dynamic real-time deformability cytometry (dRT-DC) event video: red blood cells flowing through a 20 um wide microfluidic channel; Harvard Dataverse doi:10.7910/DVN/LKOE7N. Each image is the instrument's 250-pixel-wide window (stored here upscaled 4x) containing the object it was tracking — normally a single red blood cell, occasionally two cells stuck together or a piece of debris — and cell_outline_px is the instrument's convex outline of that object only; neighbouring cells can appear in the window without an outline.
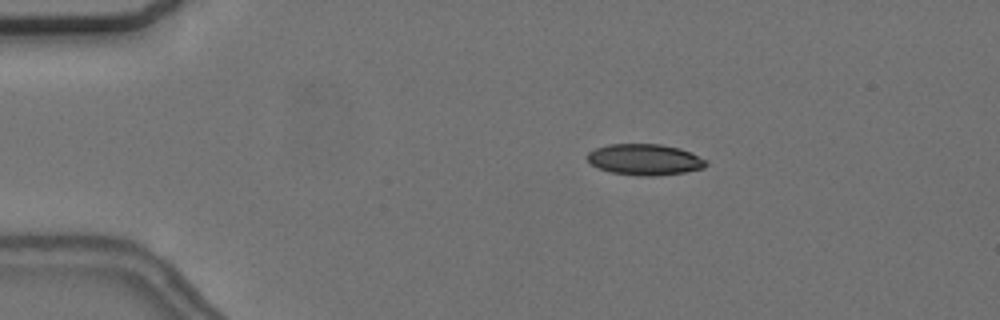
{"species": "common noctule bat (a hibernating species)", "species_latin": "Nyctalus noctula", "temperature_condition": "cold", "stored_images_in_passage": 5, "camera_frame_rate_fps": 3000, "um_per_image_px": 0.085, "animal": {"sex": "female", "body_mass_g": 24.6, "forearm_length_mm": 56.2}, "frame": {"image": 1, "passage_image": 3, "time_ms": 2.333, "image_size_px": [1000, 320], "cell_outline_px": [[708, 164], [704, 168], [684, 172], [656, 176], [640, 176], [608, 172], [592, 164], [584, 156], [588, 152], [596, 148], [608, 144], [660, 144], [680, 148], [708, 160]], "centroid_in_image_um": [54.8, 13.56], "position_along_channel_um": 30.2, "area_um2": 21.68}}